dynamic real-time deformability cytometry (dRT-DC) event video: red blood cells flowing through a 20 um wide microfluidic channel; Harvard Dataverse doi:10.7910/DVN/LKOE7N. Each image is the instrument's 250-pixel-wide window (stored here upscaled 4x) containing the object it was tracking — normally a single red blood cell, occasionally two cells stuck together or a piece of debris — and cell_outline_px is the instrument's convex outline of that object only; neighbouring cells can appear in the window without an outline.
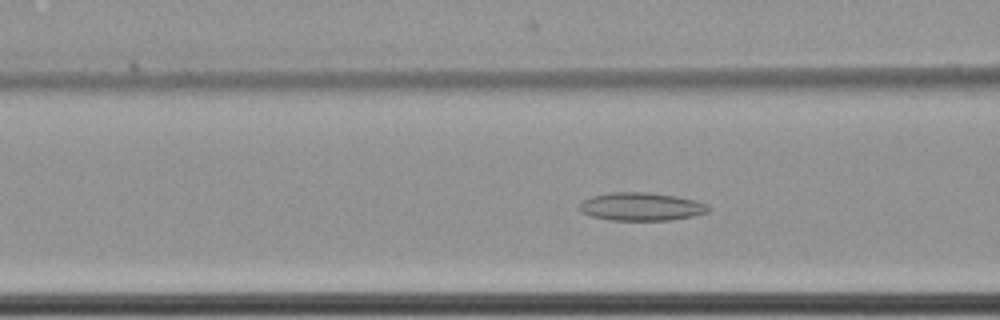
{"species": "common noctule bat (a hibernating species)", "species_latin": "Nyctalus noctula", "temperature_condition": "cold", "stored_images_in_passage": 64, "camera_frame_rate_fps": 3000, "um_per_image_px": 0.085, "animal": {"sex": "female", "body_mass_g": 22.7, "forearm_length_mm": 54.2}, "frame": {"image": 1, "passage_image": 28, "time_ms": 9.0, "image_size_px": [1000, 320], "cell_outline_px": [[712, 208], [708, 212], [692, 216], [672, 220], [608, 220], [588, 216], [580, 212], [576, 208], [584, 200], [592, 196], [612, 192], [648, 192], [676, 196], [708, 204]], "centroid_in_image_um": [54.47, 17.57], "position_along_channel_um": 112.1, "area_um2": 21.33}}
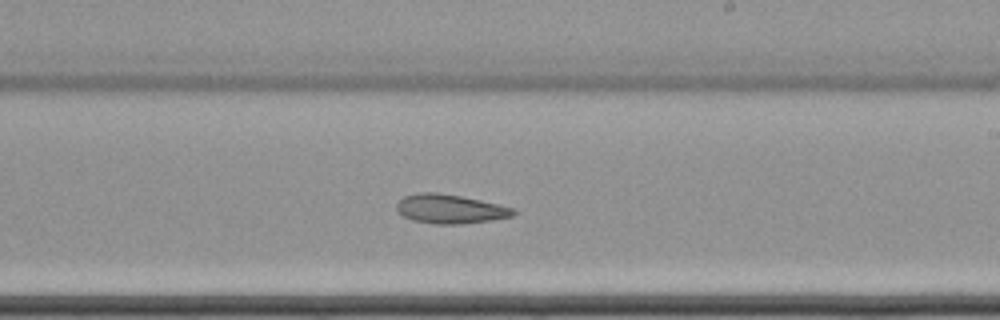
{"frame": {"image": 2, "passage_image": 40, "time_ms": 13.0, "image_size_px": [1000, 320], "cell_outline_px": [[516, 212], [512, 216], [492, 220], [460, 224], [436, 224], [412, 220], [404, 216], [396, 208], [396, 204], [404, 196], [416, 192], [436, 192], [460, 196], [480, 200], [516, 208]], "centroid_in_image_um": [38.26, 17.75], "position_along_channel_um": 250.7, "area_um2": 19.77}}
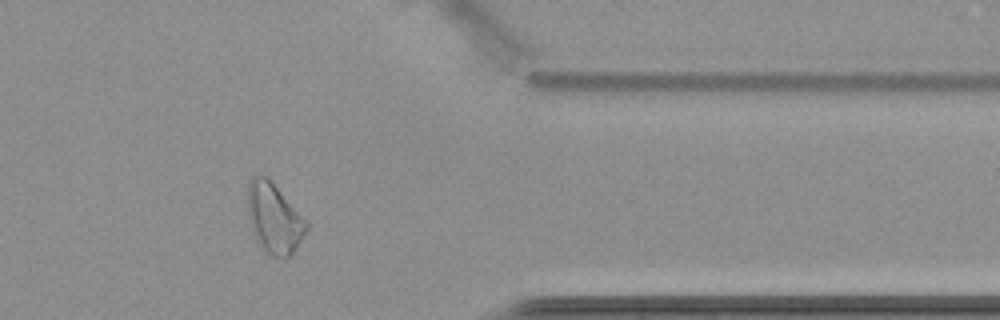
{"frame": {"image": 3, "passage_image": 53, "time_ms": 17.333, "image_size_px": [1000, 320], "cell_outline_px": [[308, 228], [292, 252], [284, 260], [272, 256], [264, 248], [256, 236], [248, 216], [248, 184], [252, 176], [260, 172], [276, 188], [308, 224]], "centroid_in_image_um": [23.27, 18.55], "position_along_channel_um": 388.1, "area_um2": 22.83}}